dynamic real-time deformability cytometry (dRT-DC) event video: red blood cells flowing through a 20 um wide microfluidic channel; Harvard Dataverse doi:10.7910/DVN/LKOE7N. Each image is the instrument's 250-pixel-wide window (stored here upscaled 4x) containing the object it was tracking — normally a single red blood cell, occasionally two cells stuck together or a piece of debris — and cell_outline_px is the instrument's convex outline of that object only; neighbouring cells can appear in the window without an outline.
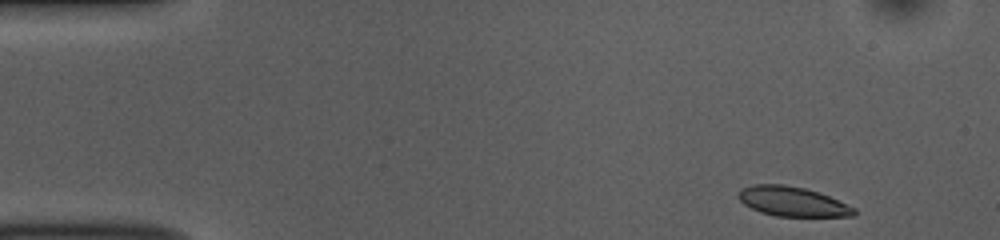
{"species": "common noctule bat (a hibernating species)", "species_latin": "Nyctalus noctula", "temperature_condition": "room temperature", "stored_images_in_passage": 49, "camera_frame_rate_fps": 3000, "um_per_image_px": 0.085, "animal": {"sex": "female", "body_mass_g": 10.0, "forearm_length_mm": 53.1}, "frame": {"image": 1, "passage_image": 1, "time_ms": 0.0, "image_size_px": [1000, 240], "cell_outline_px": [[856, 216], [776, 216], [760, 212], [744, 204], [736, 196], [736, 192], [740, 188], [752, 184], [784, 184], [804, 188], [828, 196], [856, 208]], "centroid_in_image_um": [67.3, 17.12], "position_along_channel_um": 17.7, "area_um2": 20.0}}
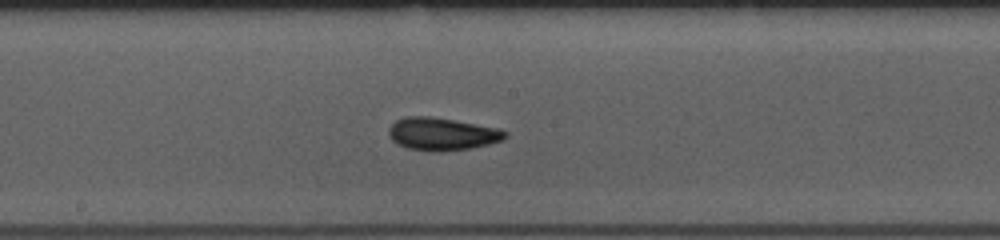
{"frame": {"image": 2, "passage_image": 24, "time_ms": 7.667, "image_size_px": [1000, 240], "cell_outline_px": [[508, 136], [504, 140], [472, 148], [440, 152], [432, 152], [408, 148], [396, 144], [388, 136], [388, 128], [396, 120], [404, 116], [432, 116], [496, 128], [508, 132]], "centroid_in_image_um": [37.54, 11.39], "position_along_channel_um": 210.7, "area_um2": 22.37}}
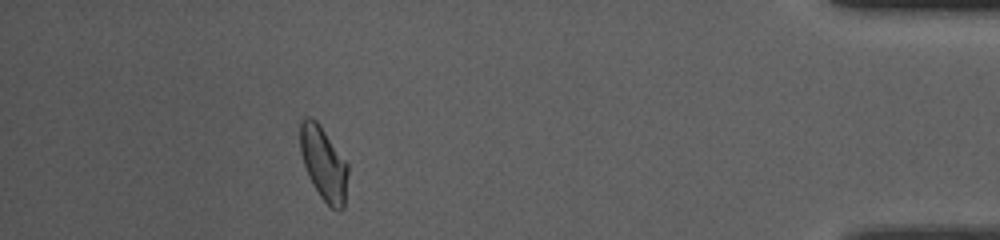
{"frame": {"image": 3, "passage_image": 44, "time_ms": 14.333, "image_size_px": [1000, 240], "cell_outline_px": [[348, 172], [344, 208], [340, 212], [336, 212], [320, 196], [308, 176], [300, 152], [300, 120], [304, 116], [308, 116], [316, 120], [348, 164]], "centroid_in_image_um": [27.5, 13.91], "position_along_channel_um": 407.7, "area_um2": 20.46}, "authors_computed_cell_mechanics": {"area_um2": 20.7502, "velocity_mm_per_s": 3.7396, "shape_relaxation_time_tau1_ms": 4.6291, "shape_relaxation_time_tau2_ms": 2.5384, "deformation_change_tau1": 0.1307, "deformation_change_tau2": 0.0835}}